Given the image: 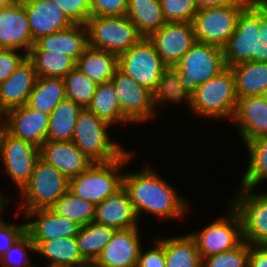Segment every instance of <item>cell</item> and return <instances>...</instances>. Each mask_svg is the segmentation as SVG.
Here are the masks:
<instances>
[{
    "label": "cell",
    "mask_w": 267,
    "mask_h": 267,
    "mask_svg": "<svg viewBox=\"0 0 267 267\" xmlns=\"http://www.w3.org/2000/svg\"><path fill=\"white\" fill-rule=\"evenodd\" d=\"M116 229L110 226L91 222L80 226L76 235L77 247L81 257L93 264L102 250L111 241Z\"/></svg>",
    "instance_id": "cell-29"
},
{
    "label": "cell",
    "mask_w": 267,
    "mask_h": 267,
    "mask_svg": "<svg viewBox=\"0 0 267 267\" xmlns=\"http://www.w3.org/2000/svg\"><path fill=\"white\" fill-rule=\"evenodd\" d=\"M229 206V214L209 223L200 232L190 235L195 239L201 259L239 246L243 241V230L238 213Z\"/></svg>",
    "instance_id": "cell-12"
},
{
    "label": "cell",
    "mask_w": 267,
    "mask_h": 267,
    "mask_svg": "<svg viewBox=\"0 0 267 267\" xmlns=\"http://www.w3.org/2000/svg\"><path fill=\"white\" fill-rule=\"evenodd\" d=\"M26 219L36 217L34 221L26 222V232L31 240H51L62 237H74L78 234L80 225L66 217L54 213L50 208L35 209L24 212Z\"/></svg>",
    "instance_id": "cell-24"
},
{
    "label": "cell",
    "mask_w": 267,
    "mask_h": 267,
    "mask_svg": "<svg viewBox=\"0 0 267 267\" xmlns=\"http://www.w3.org/2000/svg\"><path fill=\"white\" fill-rule=\"evenodd\" d=\"M229 205L238 213L244 240L251 246H267V192L253 193L240 187Z\"/></svg>",
    "instance_id": "cell-11"
},
{
    "label": "cell",
    "mask_w": 267,
    "mask_h": 267,
    "mask_svg": "<svg viewBox=\"0 0 267 267\" xmlns=\"http://www.w3.org/2000/svg\"><path fill=\"white\" fill-rule=\"evenodd\" d=\"M126 16L146 38L167 23L160 0H128Z\"/></svg>",
    "instance_id": "cell-30"
},
{
    "label": "cell",
    "mask_w": 267,
    "mask_h": 267,
    "mask_svg": "<svg viewBox=\"0 0 267 267\" xmlns=\"http://www.w3.org/2000/svg\"><path fill=\"white\" fill-rule=\"evenodd\" d=\"M66 98L82 108H87L96 91L97 84L76 67L64 78Z\"/></svg>",
    "instance_id": "cell-39"
},
{
    "label": "cell",
    "mask_w": 267,
    "mask_h": 267,
    "mask_svg": "<svg viewBox=\"0 0 267 267\" xmlns=\"http://www.w3.org/2000/svg\"><path fill=\"white\" fill-rule=\"evenodd\" d=\"M251 245L245 240L234 249L202 259V267H247Z\"/></svg>",
    "instance_id": "cell-40"
},
{
    "label": "cell",
    "mask_w": 267,
    "mask_h": 267,
    "mask_svg": "<svg viewBox=\"0 0 267 267\" xmlns=\"http://www.w3.org/2000/svg\"><path fill=\"white\" fill-rule=\"evenodd\" d=\"M109 126V122L83 108L77 118L72 142L93 163L114 161L120 158L126 149L111 141Z\"/></svg>",
    "instance_id": "cell-3"
},
{
    "label": "cell",
    "mask_w": 267,
    "mask_h": 267,
    "mask_svg": "<svg viewBox=\"0 0 267 267\" xmlns=\"http://www.w3.org/2000/svg\"><path fill=\"white\" fill-rule=\"evenodd\" d=\"M83 108L65 98L50 113L47 140L72 141L78 115Z\"/></svg>",
    "instance_id": "cell-32"
},
{
    "label": "cell",
    "mask_w": 267,
    "mask_h": 267,
    "mask_svg": "<svg viewBox=\"0 0 267 267\" xmlns=\"http://www.w3.org/2000/svg\"><path fill=\"white\" fill-rule=\"evenodd\" d=\"M252 0L198 10L193 19L196 41L223 48L236 29L240 13Z\"/></svg>",
    "instance_id": "cell-7"
},
{
    "label": "cell",
    "mask_w": 267,
    "mask_h": 267,
    "mask_svg": "<svg viewBox=\"0 0 267 267\" xmlns=\"http://www.w3.org/2000/svg\"><path fill=\"white\" fill-rule=\"evenodd\" d=\"M138 227L116 230L92 264L95 267H137L141 238Z\"/></svg>",
    "instance_id": "cell-17"
},
{
    "label": "cell",
    "mask_w": 267,
    "mask_h": 267,
    "mask_svg": "<svg viewBox=\"0 0 267 267\" xmlns=\"http://www.w3.org/2000/svg\"><path fill=\"white\" fill-rule=\"evenodd\" d=\"M118 69L151 91L157 87L167 66L162 62L153 44L144 37L128 51L118 55Z\"/></svg>",
    "instance_id": "cell-10"
},
{
    "label": "cell",
    "mask_w": 267,
    "mask_h": 267,
    "mask_svg": "<svg viewBox=\"0 0 267 267\" xmlns=\"http://www.w3.org/2000/svg\"><path fill=\"white\" fill-rule=\"evenodd\" d=\"M154 171L147 165L138 173L123 175V188L129 195L137 217L140 218L145 211L165 219H183L188 203Z\"/></svg>",
    "instance_id": "cell-1"
},
{
    "label": "cell",
    "mask_w": 267,
    "mask_h": 267,
    "mask_svg": "<svg viewBox=\"0 0 267 267\" xmlns=\"http://www.w3.org/2000/svg\"><path fill=\"white\" fill-rule=\"evenodd\" d=\"M37 80L34 64L26 57L16 70L0 83V111L27 104Z\"/></svg>",
    "instance_id": "cell-22"
},
{
    "label": "cell",
    "mask_w": 267,
    "mask_h": 267,
    "mask_svg": "<svg viewBox=\"0 0 267 267\" xmlns=\"http://www.w3.org/2000/svg\"><path fill=\"white\" fill-rule=\"evenodd\" d=\"M235 76L237 98L262 95L267 88V63L240 62L230 67Z\"/></svg>",
    "instance_id": "cell-28"
},
{
    "label": "cell",
    "mask_w": 267,
    "mask_h": 267,
    "mask_svg": "<svg viewBox=\"0 0 267 267\" xmlns=\"http://www.w3.org/2000/svg\"><path fill=\"white\" fill-rule=\"evenodd\" d=\"M28 59L34 64L37 77L64 78L76 67V62L61 53L29 51Z\"/></svg>",
    "instance_id": "cell-36"
},
{
    "label": "cell",
    "mask_w": 267,
    "mask_h": 267,
    "mask_svg": "<svg viewBox=\"0 0 267 267\" xmlns=\"http://www.w3.org/2000/svg\"><path fill=\"white\" fill-rule=\"evenodd\" d=\"M237 94L235 76L231 68H226L219 75L197 86L192 96L193 112L204 118L232 119Z\"/></svg>",
    "instance_id": "cell-4"
},
{
    "label": "cell",
    "mask_w": 267,
    "mask_h": 267,
    "mask_svg": "<svg viewBox=\"0 0 267 267\" xmlns=\"http://www.w3.org/2000/svg\"><path fill=\"white\" fill-rule=\"evenodd\" d=\"M65 98L63 78L37 77L26 105L31 109L50 114Z\"/></svg>",
    "instance_id": "cell-31"
},
{
    "label": "cell",
    "mask_w": 267,
    "mask_h": 267,
    "mask_svg": "<svg viewBox=\"0 0 267 267\" xmlns=\"http://www.w3.org/2000/svg\"><path fill=\"white\" fill-rule=\"evenodd\" d=\"M87 109L92 111L97 117L109 122L111 125L115 123H130L123 116L112 81L97 85L96 91Z\"/></svg>",
    "instance_id": "cell-34"
},
{
    "label": "cell",
    "mask_w": 267,
    "mask_h": 267,
    "mask_svg": "<svg viewBox=\"0 0 267 267\" xmlns=\"http://www.w3.org/2000/svg\"><path fill=\"white\" fill-rule=\"evenodd\" d=\"M7 199V200H6ZM3 198L2 194H0V213L3 212L4 207H6V203H8L7 201L9 200L8 198ZM5 205V206H4Z\"/></svg>",
    "instance_id": "cell-52"
},
{
    "label": "cell",
    "mask_w": 267,
    "mask_h": 267,
    "mask_svg": "<svg viewBox=\"0 0 267 267\" xmlns=\"http://www.w3.org/2000/svg\"><path fill=\"white\" fill-rule=\"evenodd\" d=\"M27 57L18 50L0 49V83L5 81Z\"/></svg>",
    "instance_id": "cell-47"
},
{
    "label": "cell",
    "mask_w": 267,
    "mask_h": 267,
    "mask_svg": "<svg viewBox=\"0 0 267 267\" xmlns=\"http://www.w3.org/2000/svg\"><path fill=\"white\" fill-rule=\"evenodd\" d=\"M167 22H193L198 12L194 0H160Z\"/></svg>",
    "instance_id": "cell-42"
},
{
    "label": "cell",
    "mask_w": 267,
    "mask_h": 267,
    "mask_svg": "<svg viewBox=\"0 0 267 267\" xmlns=\"http://www.w3.org/2000/svg\"><path fill=\"white\" fill-rule=\"evenodd\" d=\"M27 249L35 252V244L31 240L30 235L25 232L0 258V264H2V267H35V265H29L30 259L26 251Z\"/></svg>",
    "instance_id": "cell-41"
},
{
    "label": "cell",
    "mask_w": 267,
    "mask_h": 267,
    "mask_svg": "<svg viewBox=\"0 0 267 267\" xmlns=\"http://www.w3.org/2000/svg\"><path fill=\"white\" fill-rule=\"evenodd\" d=\"M32 241L35 244V253H40L49 260L46 267L89 266L78 251L76 236Z\"/></svg>",
    "instance_id": "cell-26"
},
{
    "label": "cell",
    "mask_w": 267,
    "mask_h": 267,
    "mask_svg": "<svg viewBox=\"0 0 267 267\" xmlns=\"http://www.w3.org/2000/svg\"><path fill=\"white\" fill-rule=\"evenodd\" d=\"M128 0H90L91 16H126Z\"/></svg>",
    "instance_id": "cell-44"
},
{
    "label": "cell",
    "mask_w": 267,
    "mask_h": 267,
    "mask_svg": "<svg viewBox=\"0 0 267 267\" xmlns=\"http://www.w3.org/2000/svg\"><path fill=\"white\" fill-rule=\"evenodd\" d=\"M8 134L9 131L6 112L0 111V152Z\"/></svg>",
    "instance_id": "cell-51"
},
{
    "label": "cell",
    "mask_w": 267,
    "mask_h": 267,
    "mask_svg": "<svg viewBox=\"0 0 267 267\" xmlns=\"http://www.w3.org/2000/svg\"><path fill=\"white\" fill-rule=\"evenodd\" d=\"M179 82L192 94L198 85L219 75L227 67L223 48L196 42L174 66Z\"/></svg>",
    "instance_id": "cell-6"
},
{
    "label": "cell",
    "mask_w": 267,
    "mask_h": 267,
    "mask_svg": "<svg viewBox=\"0 0 267 267\" xmlns=\"http://www.w3.org/2000/svg\"><path fill=\"white\" fill-rule=\"evenodd\" d=\"M94 222L116 230L139 227L138 217L123 187L96 205Z\"/></svg>",
    "instance_id": "cell-25"
},
{
    "label": "cell",
    "mask_w": 267,
    "mask_h": 267,
    "mask_svg": "<svg viewBox=\"0 0 267 267\" xmlns=\"http://www.w3.org/2000/svg\"><path fill=\"white\" fill-rule=\"evenodd\" d=\"M88 47L86 24H73L71 27L40 37L30 51H48L61 53L75 62Z\"/></svg>",
    "instance_id": "cell-23"
},
{
    "label": "cell",
    "mask_w": 267,
    "mask_h": 267,
    "mask_svg": "<svg viewBox=\"0 0 267 267\" xmlns=\"http://www.w3.org/2000/svg\"><path fill=\"white\" fill-rule=\"evenodd\" d=\"M9 134L36 147L47 140L50 114L31 109L26 104L6 112Z\"/></svg>",
    "instance_id": "cell-18"
},
{
    "label": "cell",
    "mask_w": 267,
    "mask_h": 267,
    "mask_svg": "<svg viewBox=\"0 0 267 267\" xmlns=\"http://www.w3.org/2000/svg\"><path fill=\"white\" fill-rule=\"evenodd\" d=\"M35 42L26 9L21 0H9L0 6V49L24 50L26 55Z\"/></svg>",
    "instance_id": "cell-15"
},
{
    "label": "cell",
    "mask_w": 267,
    "mask_h": 267,
    "mask_svg": "<svg viewBox=\"0 0 267 267\" xmlns=\"http://www.w3.org/2000/svg\"><path fill=\"white\" fill-rule=\"evenodd\" d=\"M259 29L260 0H255L240 13L236 29L223 47L226 67L240 62H257Z\"/></svg>",
    "instance_id": "cell-9"
},
{
    "label": "cell",
    "mask_w": 267,
    "mask_h": 267,
    "mask_svg": "<svg viewBox=\"0 0 267 267\" xmlns=\"http://www.w3.org/2000/svg\"><path fill=\"white\" fill-rule=\"evenodd\" d=\"M123 116L130 123L145 122L155 117L153 93L119 69L111 79Z\"/></svg>",
    "instance_id": "cell-13"
},
{
    "label": "cell",
    "mask_w": 267,
    "mask_h": 267,
    "mask_svg": "<svg viewBox=\"0 0 267 267\" xmlns=\"http://www.w3.org/2000/svg\"><path fill=\"white\" fill-rule=\"evenodd\" d=\"M2 213H0V258L26 232V224L16 226L5 223L2 219Z\"/></svg>",
    "instance_id": "cell-45"
},
{
    "label": "cell",
    "mask_w": 267,
    "mask_h": 267,
    "mask_svg": "<svg viewBox=\"0 0 267 267\" xmlns=\"http://www.w3.org/2000/svg\"><path fill=\"white\" fill-rule=\"evenodd\" d=\"M262 96H263L264 99L267 101V88H266V90L263 92Z\"/></svg>",
    "instance_id": "cell-53"
},
{
    "label": "cell",
    "mask_w": 267,
    "mask_h": 267,
    "mask_svg": "<svg viewBox=\"0 0 267 267\" xmlns=\"http://www.w3.org/2000/svg\"><path fill=\"white\" fill-rule=\"evenodd\" d=\"M250 155L249 164L241 178V187L256 188L267 179V135L246 144Z\"/></svg>",
    "instance_id": "cell-35"
},
{
    "label": "cell",
    "mask_w": 267,
    "mask_h": 267,
    "mask_svg": "<svg viewBox=\"0 0 267 267\" xmlns=\"http://www.w3.org/2000/svg\"><path fill=\"white\" fill-rule=\"evenodd\" d=\"M9 0H0V6L6 4Z\"/></svg>",
    "instance_id": "cell-54"
},
{
    "label": "cell",
    "mask_w": 267,
    "mask_h": 267,
    "mask_svg": "<svg viewBox=\"0 0 267 267\" xmlns=\"http://www.w3.org/2000/svg\"><path fill=\"white\" fill-rule=\"evenodd\" d=\"M50 209L57 215L84 226L94 221L96 205L81 199L68 190Z\"/></svg>",
    "instance_id": "cell-38"
},
{
    "label": "cell",
    "mask_w": 267,
    "mask_h": 267,
    "mask_svg": "<svg viewBox=\"0 0 267 267\" xmlns=\"http://www.w3.org/2000/svg\"><path fill=\"white\" fill-rule=\"evenodd\" d=\"M69 190V179L39 158L29 182L20 191L24 212L50 208Z\"/></svg>",
    "instance_id": "cell-8"
},
{
    "label": "cell",
    "mask_w": 267,
    "mask_h": 267,
    "mask_svg": "<svg viewBox=\"0 0 267 267\" xmlns=\"http://www.w3.org/2000/svg\"><path fill=\"white\" fill-rule=\"evenodd\" d=\"M153 249L143 252L142 248L139 252L137 267H165V250L163 247V237L155 241Z\"/></svg>",
    "instance_id": "cell-46"
},
{
    "label": "cell",
    "mask_w": 267,
    "mask_h": 267,
    "mask_svg": "<svg viewBox=\"0 0 267 267\" xmlns=\"http://www.w3.org/2000/svg\"><path fill=\"white\" fill-rule=\"evenodd\" d=\"M133 153L126 151L120 158L108 163H93L86 171L69 179V191L81 199L101 203L123 187L120 169L131 161Z\"/></svg>",
    "instance_id": "cell-2"
},
{
    "label": "cell",
    "mask_w": 267,
    "mask_h": 267,
    "mask_svg": "<svg viewBox=\"0 0 267 267\" xmlns=\"http://www.w3.org/2000/svg\"><path fill=\"white\" fill-rule=\"evenodd\" d=\"M39 150L40 158L53 165L68 179L76 177L93 164L72 141L46 140Z\"/></svg>",
    "instance_id": "cell-20"
},
{
    "label": "cell",
    "mask_w": 267,
    "mask_h": 267,
    "mask_svg": "<svg viewBox=\"0 0 267 267\" xmlns=\"http://www.w3.org/2000/svg\"><path fill=\"white\" fill-rule=\"evenodd\" d=\"M25 6L33 41L69 28L73 23L52 0H21Z\"/></svg>",
    "instance_id": "cell-21"
},
{
    "label": "cell",
    "mask_w": 267,
    "mask_h": 267,
    "mask_svg": "<svg viewBox=\"0 0 267 267\" xmlns=\"http://www.w3.org/2000/svg\"><path fill=\"white\" fill-rule=\"evenodd\" d=\"M147 38L167 67L175 66L197 42L192 22H167Z\"/></svg>",
    "instance_id": "cell-14"
},
{
    "label": "cell",
    "mask_w": 267,
    "mask_h": 267,
    "mask_svg": "<svg viewBox=\"0 0 267 267\" xmlns=\"http://www.w3.org/2000/svg\"><path fill=\"white\" fill-rule=\"evenodd\" d=\"M165 267H202L195 239L187 234L163 239Z\"/></svg>",
    "instance_id": "cell-33"
},
{
    "label": "cell",
    "mask_w": 267,
    "mask_h": 267,
    "mask_svg": "<svg viewBox=\"0 0 267 267\" xmlns=\"http://www.w3.org/2000/svg\"><path fill=\"white\" fill-rule=\"evenodd\" d=\"M192 96L193 94L189 92L184 86L179 82L178 70L172 66L167 67L159 79L156 89L153 92V101L155 110L162 103L175 102L181 103L186 101L189 103L190 108L192 107Z\"/></svg>",
    "instance_id": "cell-37"
},
{
    "label": "cell",
    "mask_w": 267,
    "mask_h": 267,
    "mask_svg": "<svg viewBox=\"0 0 267 267\" xmlns=\"http://www.w3.org/2000/svg\"><path fill=\"white\" fill-rule=\"evenodd\" d=\"M40 150L35 145L8 134L0 152L6 174L21 191L29 182Z\"/></svg>",
    "instance_id": "cell-16"
},
{
    "label": "cell",
    "mask_w": 267,
    "mask_h": 267,
    "mask_svg": "<svg viewBox=\"0 0 267 267\" xmlns=\"http://www.w3.org/2000/svg\"><path fill=\"white\" fill-rule=\"evenodd\" d=\"M88 46L119 55L144 36L127 16H91L87 22Z\"/></svg>",
    "instance_id": "cell-5"
},
{
    "label": "cell",
    "mask_w": 267,
    "mask_h": 267,
    "mask_svg": "<svg viewBox=\"0 0 267 267\" xmlns=\"http://www.w3.org/2000/svg\"><path fill=\"white\" fill-rule=\"evenodd\" d=\"M260 38L257 46V62L267 63V0H260Z\"/></svg>",
    "instance_id": "cell-48"
},
{
    "label": "cell",
    "mask_w": 267,
    "mask_h": 267,
    "mask_svg": "<svg viewBox=\"0 0 267 267\" xmlns=\"http://www.w3.org/2000/svg\"><path fill=\"white\" fill-rule=\"evenodd\" d=\"M73 24H86L91 17L90 0H52Z\"/></svg>",
    "instance_id": "cell-43"
},
{
    "label": "cell",
    "mask_w": 267,
    "mask_h": 267,
    "mask_svg": "<svg viewBox=\"0 0 267 267\" xmlns=\"http://www.w3.org/2000/svg\"><path fill=\"white\" fill-rule=\"evenodd\" d=\"M247 267H267V246H251Z\"/></svg>",
    "instance_id": "cell-49"
},
{
    "label": "cell",
    "mask_w": 267,
    "mask_h": 267,
    "mask_svg": "<svg viewBox=\"0 0 267 267\" xmlns=\"http://www.w3.org/2000/svg\"><path fill=\"white\" fill-rule=\"evenodd\" d=\"M238 0H194L198 10L235 4Z\"/></svg>",
    "instance_id": "cell-50"
},
{
    "label": "cell",
    "mask_w": 267,
    "mask_h": 267,
    "mask_svg": "<svg viewBox=\"0 0 267 267\" xmlns=\"http://www.w3.org/2000/svg\"><path fill=\"white\" fill-rule=\"evenodd\" d=\"M231 121L245 144L267 135V101L262 95L238 98Z\"/></svg>",
    "instance_id": "cell-19"
},
{
    "label": "cell",
    "mask_w": 267,
    "mask_h": 267,
    "mask_svg": "<svg viewBox=\"0 0 267 267\" xmlns=\"http://www.w3.org/2000/svg\"><path fill=\"white\" fill-rule=\"evenodd\" d=\"M76 68L97 85L109 82L118 70V55L88 46L76 62Z\"/></svg>",
    "instance_id": "cell-27"
}]
</instances>
